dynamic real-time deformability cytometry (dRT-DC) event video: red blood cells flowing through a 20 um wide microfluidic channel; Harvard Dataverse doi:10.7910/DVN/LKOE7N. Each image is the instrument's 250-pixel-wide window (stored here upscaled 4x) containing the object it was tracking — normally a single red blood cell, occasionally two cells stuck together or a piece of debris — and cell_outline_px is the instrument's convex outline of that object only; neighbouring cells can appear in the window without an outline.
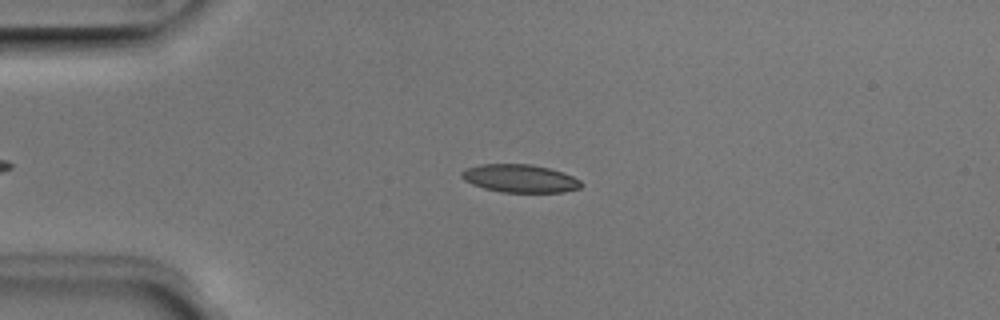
{"species": "Egyptian fruit bat (a non-hibernating species)", "species_latin": "Rousettus aegyptiacus", "temperature_condition": "room temperature", "stored_images_in_passage": 6, "camera_frame_rate_fps": 3000, "um_per_image_px": 0.085, "animal": {"sex": "male"}, "frame": {"image": 1, "passage_image": 2, "time_ms": 0.333, "image_size_px": [1000, 320], "cell_outline_px": [[584, 184], [580, 188], [564, 192], [500, 192], [484, 188], [472, 184], [464, 180], [460, 176], [460, 172], [464, 168], [480, 164], [532, 164], [564, 172], [580, 180]], "centroid_in_image_um": [44.18, 15.16], "position_along_channel_um": 40.8, "area_um2": 19.71}}
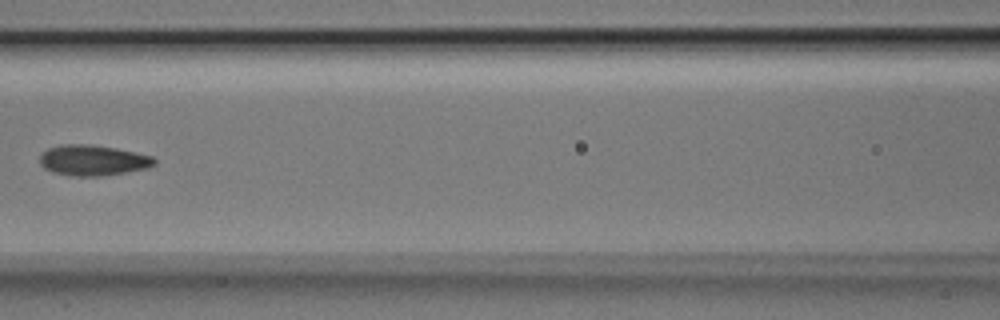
{"frame": {"image": 2, "passage_image": 5, "time_ms": 1.333, "image_size_px": [1000, 320], "cell_outline_px": [[156, 164], [148, 168], [100, 176], [72, 176], [52, 172], [44, 168], [40, 164], [40, 152], [48, 148], [60, 144], [88, 144], [116, 148], [136, 152], [152, 156], [156, 160]], "centroid_in_image_um": [7.87, 13.62], "position_along_channel_um": 158.7, "area_um2": 20.58}}
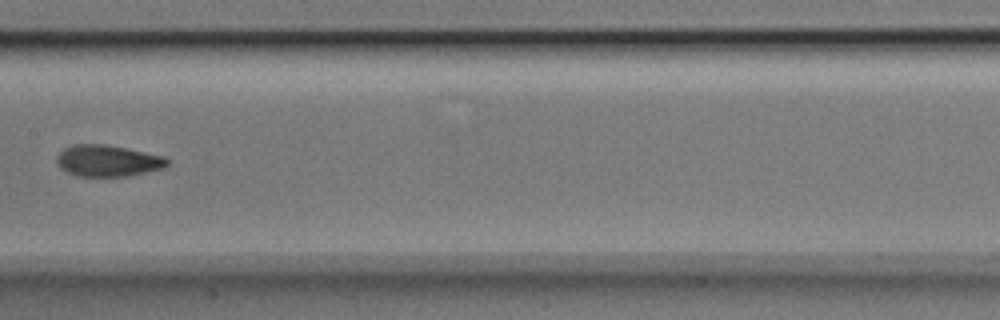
{"frame": {"image": 3, "passage_image": 6, "time_ms": 1.667, "image_size_px": [1000, 320], "cell_outline_px": [[168, 164], [164, 168], [128, 176], [80, 176], [68, 172], [60, 168], [56, 160], [56, 156], [64, 148], [72, 144], [104, 144], [164, 156], [168, 160]], "centroid_in_image_um": [9.14, 13.66], "position_along_channel_um": 198.3, "area_um2": 20.11}}